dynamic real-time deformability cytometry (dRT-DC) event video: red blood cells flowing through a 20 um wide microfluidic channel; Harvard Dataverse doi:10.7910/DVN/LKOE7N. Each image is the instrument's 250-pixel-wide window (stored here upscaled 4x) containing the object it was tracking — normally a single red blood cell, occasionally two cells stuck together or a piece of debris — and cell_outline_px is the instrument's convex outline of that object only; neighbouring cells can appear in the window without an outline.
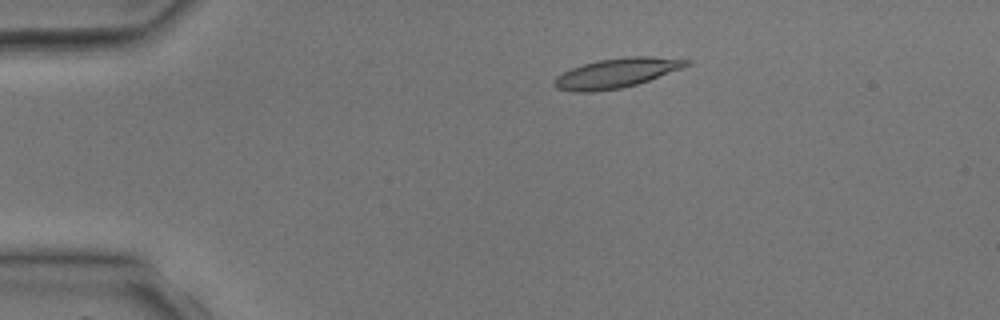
{"species": "common noctule bat (a hibernating species)", "species_latin": "Nyctalus noctula", "temperature_condition": "room temperature", "stored_images_in_passage": 4, "camera_frame_rate_fps": 3000, "um_per_image_px": 0.085, "animal": {"sex": "male", "body_mass_g": 17.9, "forearm_length_mm": 54.2}, "frame": {"image": 1, "passage_image": 4, "time_ms": 3.333, "image_size_px": [1000, 320], "cell_outline_px": [[692, 64], [648, 80], [636, 84], [620, 88], [592, 92], [576, 92], [556, 88], [552, 84], [552, 80], [556, 76], [572, 68], [584, 64], [600, 60], [628, 56], [652, 56], [692, 60]], "centroid_in_image_um": [52.39, 6.2], "position_along_channel_um": 32.6, "area_um2": 22.6}}